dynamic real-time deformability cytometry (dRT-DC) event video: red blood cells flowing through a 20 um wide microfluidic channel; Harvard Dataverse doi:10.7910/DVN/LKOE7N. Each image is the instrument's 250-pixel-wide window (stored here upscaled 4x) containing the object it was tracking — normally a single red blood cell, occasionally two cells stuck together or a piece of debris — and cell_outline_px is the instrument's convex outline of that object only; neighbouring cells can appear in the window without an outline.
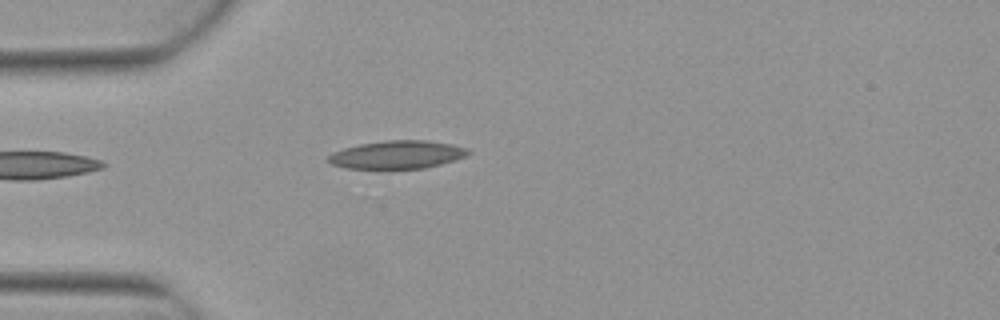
{"species": "Egyptian fruit bat (a non-hibernating species)", "species_latin": "Rousettus aegyptiacus", "temperature_condition": "warm", "stored_images_in_passage": 2, "camera_frame_rate_fps": 3000, "um_per_image_px": 0.085, "animal": {"sex": "female"}, "frame": {"image": 1, "passage_image": 2, "time_ms": 0.333, "image_size_px": [1000, 320], "cell_outline_px": [[472, 152], [456, 160], [424, 168], [388, 172], [380, 172], [348, 168], [332, 164], [324, 160], [332, 152], [344, 148], [360, 144], [384, 140], [428, 140], [452, 144], [468, 148]], "centroid_in_image_um": [33.71, 13.2], "position_along_channel_um": 51.3, "area_um2": 24.1}}